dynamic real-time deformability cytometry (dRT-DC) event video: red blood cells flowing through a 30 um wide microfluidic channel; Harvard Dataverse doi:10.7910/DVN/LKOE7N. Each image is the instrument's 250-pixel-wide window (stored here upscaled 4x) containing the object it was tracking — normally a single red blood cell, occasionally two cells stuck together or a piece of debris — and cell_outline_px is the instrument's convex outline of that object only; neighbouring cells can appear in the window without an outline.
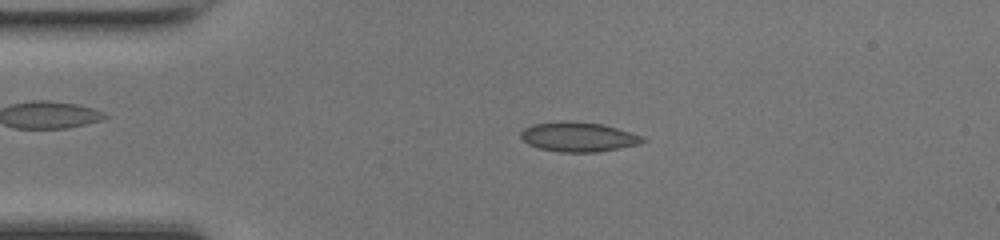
{"species": "common noctule bat (a hibernating species)", "species_latin": "Nyctalus noctula", "temperature_condition": "room temperature", "stored_images_in_passage": 48, "camera_frame_rate_fps": 3000, "um_per_image_px": 0.085, "animal": {"sex": "female", "body_mass_g": 17.0, "forearm_length_mm": 48.0}, "frame": {"image": 1, "passage_image": 10, "time_ms": 3.0, "image_size_px": [1000, 240], "cell_outline_px": [[648, 140], [640, 144], [596, 152], [560, 152], [540, 148], [528, 144], [520, 136], [520, 132], [524, 128], [532, 124], [600, 124], [616, 128], [644, 136]], "centroid_in_image_um": [49.21, 11.69], "position_along_channel_um": 35.8, "area_um2": 20.0}}
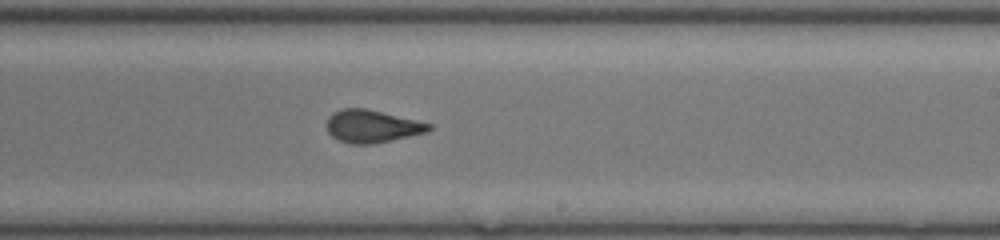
{"frame": {"image": 2, "passage_image": 28, "time_ms": 9.0, "image_size_px": [1000, 240], "cell_outline_px": [[432, 128], [428, 132], [392, 140], [372, 144], [352, 144], [340, 140], [332, 136], [328, 132], [328, 116], [332, 112], [340, 108], [364, 108], [432, 124]], "centroid_in_image_um": [31.61, 10.73], "position_along_channel_um": 257.4, "area_um2": 19.25}}
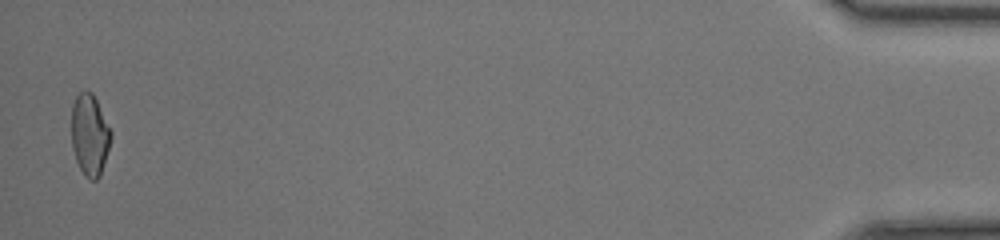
{"frame": {"image": 3, "passage_image": 47, "time_ms": 15.333, "image_size_px": [1000, 240], "cell_outline_px": [[112, 136], [100, 176], [96, 180], [88, 180], [84, 176], [76, 160], [72, 148], [72, 104], [76, 96], [84, 88], [92, 92], [112, 132]], "centroid_in_image_um": [7.62, 11.46], "position_along_channel_um": 427.6, "area_um2": 18.79}, "authors_computed_cell_mechanics": {"area_um2": 19.7676, "velocity_mm_per_s": 4.276, "shape_relaxation_time_tau1_ms": 7.7394, "shape_relaxation_time_tau2_ms": 0.8543, "deformation_change_tau1": 0.2053, "deformation_change_tau2": 0.0648}}